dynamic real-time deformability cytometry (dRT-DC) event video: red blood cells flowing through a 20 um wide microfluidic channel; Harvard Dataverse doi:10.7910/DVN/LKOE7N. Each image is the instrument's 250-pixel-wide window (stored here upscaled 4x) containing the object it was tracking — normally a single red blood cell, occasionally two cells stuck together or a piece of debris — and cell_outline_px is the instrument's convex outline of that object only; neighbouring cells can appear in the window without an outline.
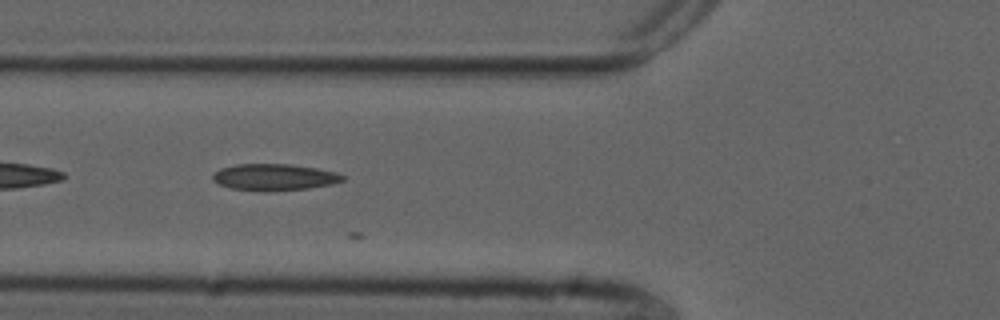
{"species": "common noctule bat (a hibernating species)", "species_latin": "Nyctalus noctula", "temperature_condition": "cold", "stored_images_in_passage": 8, "camera_frame_rate_fps": 3000, "um_per_image_px": 0.085, "animal": {"sex": "male", "forearm_length_mm": 52.5}, "frame": {"image": 1, "passage_image": 5, "time_ms": 1.333, "image_size_px": [1000, 320], "cell_outline_px": [[344, 180], [332, 184], [308, 188], [232, 188], [220, 184], [212, 180], [212, 176], [220, 168], [236, 164], [292, 164], [316, 168], [336, 172], [344, 176]], "centroid_in_image_um": [23.34, 15.0], "position_along_channel_um": 102.5, "area_um2": 19.02}}